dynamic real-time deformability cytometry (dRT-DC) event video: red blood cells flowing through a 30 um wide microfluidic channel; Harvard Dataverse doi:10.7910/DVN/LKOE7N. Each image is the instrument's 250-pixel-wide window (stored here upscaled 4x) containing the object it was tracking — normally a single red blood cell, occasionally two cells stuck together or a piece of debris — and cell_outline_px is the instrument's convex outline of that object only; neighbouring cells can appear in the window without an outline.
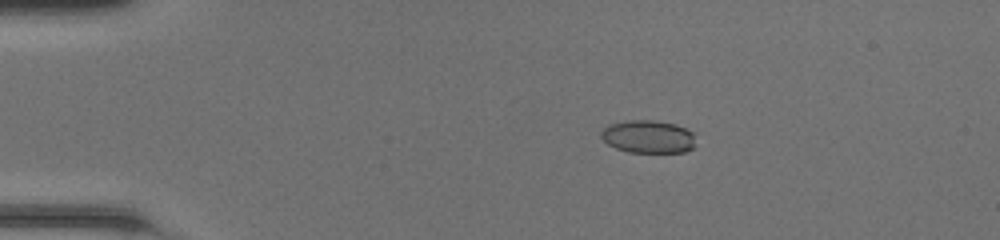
{"species": "common noctule bat (a hibernating species)", "species_latin": "Nyctalus noctula", "temperature_condition": "room temperature", "stored_images_in_passage": 49, "camera_frame_rate_fps": 3000, "um_per_image_px": 0.085, "animal": {"sex": "female", "body_mass_g": 20.0, "forearm_length_mm": 54.0}, "frame": {"image": 1, "passage_image": 10, "time_ms": 3.0, "image_size_px": [1000, 240], "cell_outline_px": [[692, 148], [684, 152], [628, 152], [616, 148], [608, 144], [600, 136], [600, 132], [608, 124], [628, 120], [652, 120], [676, 124], [692, 132]], "centroid_in_image_um": [55.03, 11.61], "position_along_channel_um": 30.0, "area_um2": 17.92}}
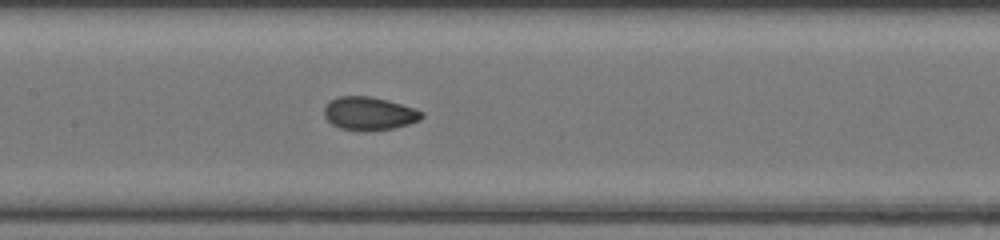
{"frame": {"image": 2, "passage_image": 25, "time_ms": 8.0, "image_size_px": [1000, 240], "cell_outline_px": [[424, 116], [420, 120], [408, 124], [392, 128], [364, 132], [340, 128], [332, 124], [324, 116], [324, 108], [328, 100], [340, 96], [368, 96], [388, 100], [424, 112]], "centroid_in_image_um": [31.35, 9.65], "position_along_channel_um": 176.1, "area_um2": 18.96}}
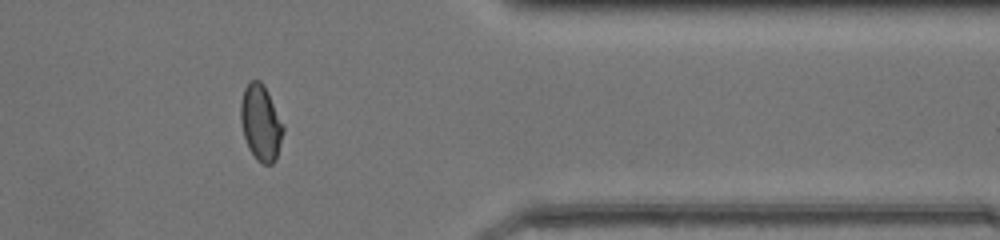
{"frame": {"image": 3, "passage_image": 41, "time_ms": 13.333, "image_size_px": [1000, 240], "cell_outline_px": [[284, 132], [276, 160], [272, 164], [264, 164], [256, 160], [248, 148], [244, 136], [240, 120], [240, 104], [244, 88], [252, 80], [260, 80], [264, 84], [284, 124]], "centroid_in_image_um": [22.18, 10.44], "position_along_channel_um": 389.2, "area_um2": 19.02}, "authors_computed_cell_mechanics": {"area_um2": 18.785, "velocity_mm_per_s": 4.2883, "shape_relaxation_time_tau1_ms": 5.3419, "shape_relaxation_time_tau2_ms": 0.7317, "deformation_change_tau1": 0.1569, "deformation_change_tau2": 0.0349}}